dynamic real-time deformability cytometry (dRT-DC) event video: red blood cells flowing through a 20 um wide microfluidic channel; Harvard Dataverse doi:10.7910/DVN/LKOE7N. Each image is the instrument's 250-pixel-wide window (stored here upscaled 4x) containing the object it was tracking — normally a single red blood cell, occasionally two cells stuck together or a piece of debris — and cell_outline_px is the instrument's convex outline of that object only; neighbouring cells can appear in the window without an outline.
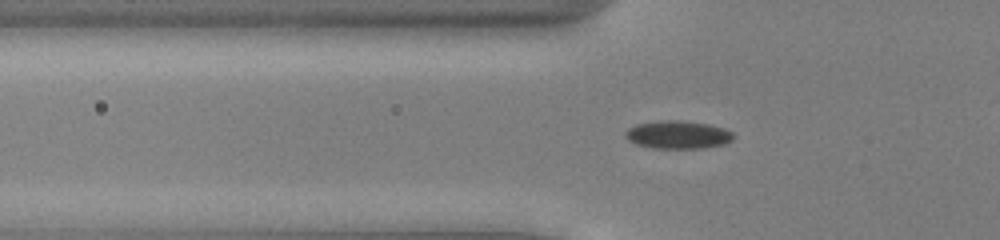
{"species": "common noctule bat (a hibernating species)", "species_latin": "Nyctalus noctula", "temperature_condition": "cold", "stored_images_in_passage": 31, "camera_frame_rate_fps": 3000, "um_per_image_px": 0.085, "animal": {"sex": "male", "body_mass_g": 13.0, "forearm_length_mm": 53.1}, "frame": {"image": 1, "passage_image": 2, "time_ms": 0.333, "image_size_px": [1000, 240], "cell_outline_px": [[736, 136], [732, 140], [724, 144], [704, 148], [652, 148], [636, 144], [628, 140], [624, 136], [624, 132], [628, 128], [636, 124], [660, 120], [680, 120], [708, 124], [724, 128], [732, 132]], "centroid_in_image_um": [57.61, 11.45], "position_along_channel_um": 68.2, "area_um2": 17.8}}
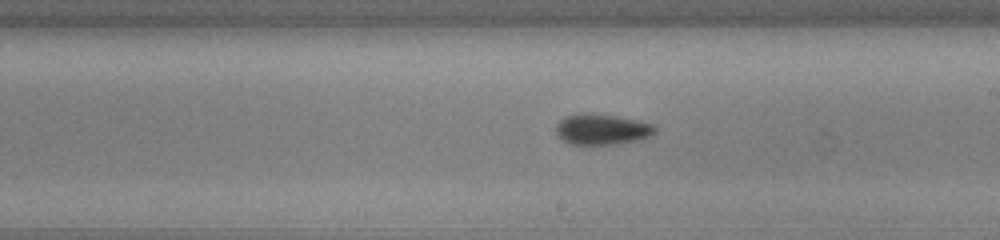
{"frame": {"image": 2, "passage_image": 15, "time_ms": 4.667, "image_size_px": [1000, 240], "cell_outline_px": [[656, 132], [652, 136], [640, 140], [612, 144], [568, 144], [556, 132], [556, 124], [564, 116], [580, 112], [592, 112], [640, 120], [656, 124]], "centroid_in_image_um": [51.2, 10.96], "position_along_channel_um": 237.8, "area_um2": 18.15}}
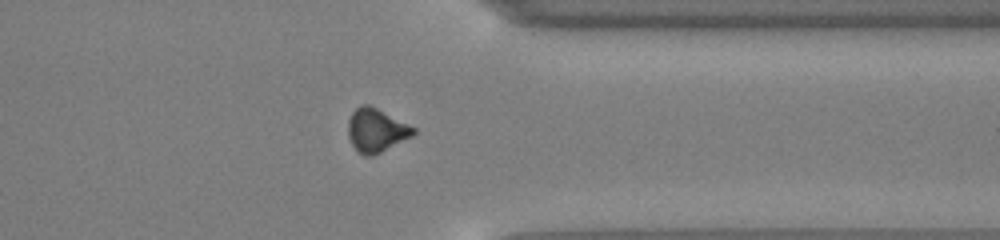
{"frame": {"image": 3, "passage_image": 26, "time_ms": 8.333, "image_size_px": [1000, 240], "cell_outline_px": [[416, 132], [412, 136], [372, 156], [364, 156], [352, 144], [348, 136], [348, 120], [352, 112], [360, 104], [368, 104], [416, 128]], "centroid_in_image_um": [31.96, 11.06], "position_along_channel_um": 379.4, "area_um2": 16.3}}